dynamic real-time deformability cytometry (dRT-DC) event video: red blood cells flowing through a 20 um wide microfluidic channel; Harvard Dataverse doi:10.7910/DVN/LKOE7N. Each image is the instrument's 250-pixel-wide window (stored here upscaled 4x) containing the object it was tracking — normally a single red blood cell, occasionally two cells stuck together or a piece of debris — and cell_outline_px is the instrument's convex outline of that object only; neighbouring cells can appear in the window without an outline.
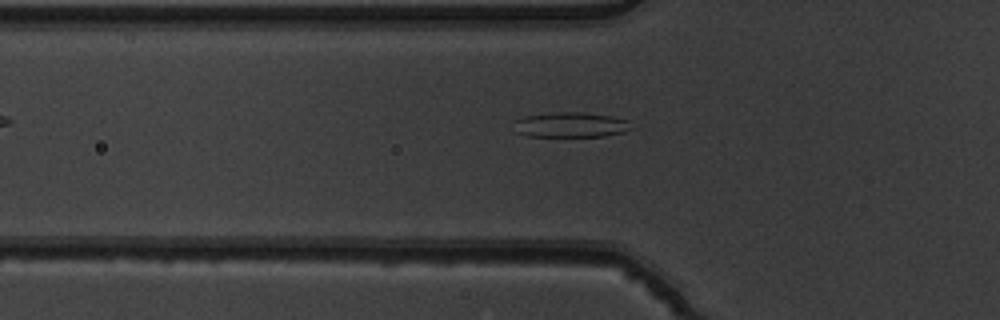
{"species": "common noctule bat (a hibernating species)", "species_latin": "Nyctalus noctula", "temperature_condition": "warm", "stored_images_in_passage": 7, "camera_frame_rate_fps": 3000, "um_per_image_px": 0.085, "animal": {"sex": "male", "body_mass_g": 19.5, "forearm_length_mm": 54.6}, "frame": {"image": 1, "passage_image": 5, "time_ms": 1.333, "image_size_px": [1000, 320], "cell_outline_px": [[636, 128], [624, 132], [604, 136], [528, 136], [512, 132], [512, 120], [524, 116], [560, 112], [580, 112], [608, 116], [628, 120]], "centroid_in_image_um": [48.45, 10.62], "position_along_channel_um": 77.3, "area_um2": 17.46}}
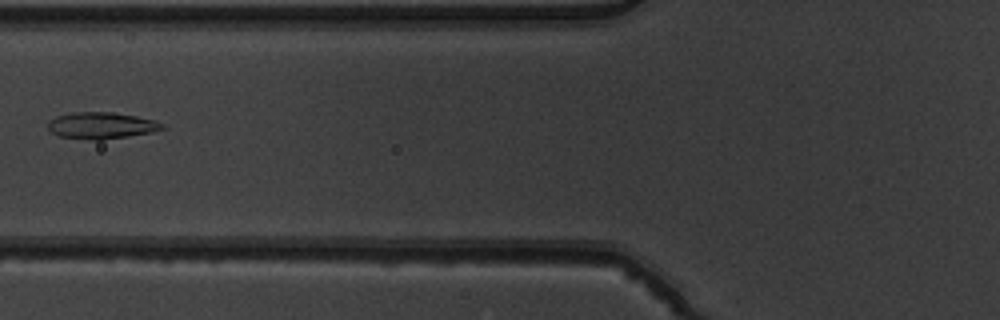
{"frame": {"image": 2, "passage_image": 6, "time_ms": 1.667, "image_size_px": [1000, 320], "cell_outline_px": [[164, 128], [152, 132], [128, 136], [100, 140], [96, 140], [60, 136], [48, 132], [48, 120], [56, 116], [72, 112], [112, 112], [136, 116], [152, 120], [164, 124]], "centroid_in_image_um": [8.56, 10.66], "position_along_channel_um": 117.2, "area_um2": 17.63}}
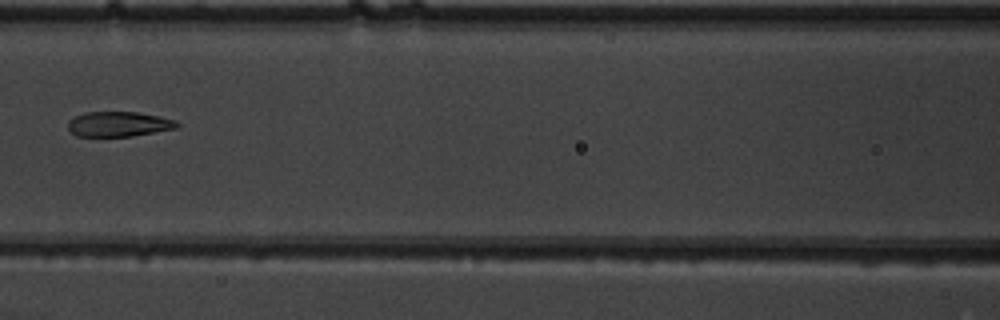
{"frame": {"image": 3, "passage_image": 7, "time_ms": 2.0, "image_size_px": [1000, 320], "cell_outline_px": [[180, 124], [176, 128], [132, 136], [76, 136], [68, 128], [68, 120], [84, 112], [136, 112], [160, 116], [176, 120]], "centroid_in_image_um": [10.09, 10.54], "position_along_channel_um": 156.5, "area_um2": 15.84}}